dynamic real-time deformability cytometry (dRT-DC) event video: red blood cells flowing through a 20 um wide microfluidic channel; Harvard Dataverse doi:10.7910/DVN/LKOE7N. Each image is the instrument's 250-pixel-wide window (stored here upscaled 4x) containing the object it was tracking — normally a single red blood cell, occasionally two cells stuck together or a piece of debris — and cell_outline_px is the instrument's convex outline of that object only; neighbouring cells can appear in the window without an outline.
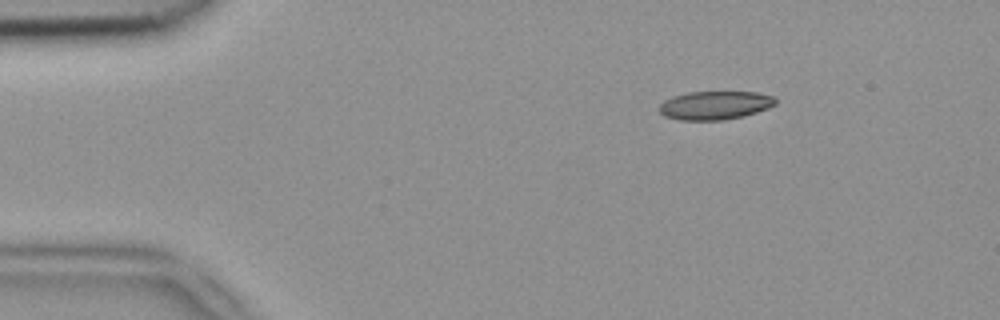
{"species": "common noctule bat (a hibernating species)", "species_latin": "Nyctalus noctula", "temperature_condition": "room temperature", "stored_images_in_passage": 45, "camera_frame_rate_fps": 3000, "um_per_image_px": 0.085, "animal": {"sex": "female", "body_mass_g": 18.4}, "frame": {"image": 1, "passage_image": 1, "time_ms": 0.0, "image_size_px": [1000, 320], "cell_outline_px": [[776, 104], [768, 108], [744, 116], [720, 120], [680, 120], [664, 116], [660, 112], [660, 104], [664, 100], [672, 96], [688, 92], [756, 92], [776, 96]], "centroid_in_image_um": [60.78, 8.94], "position_along_channel_um": 24.2, "area_um2": 19.36}}
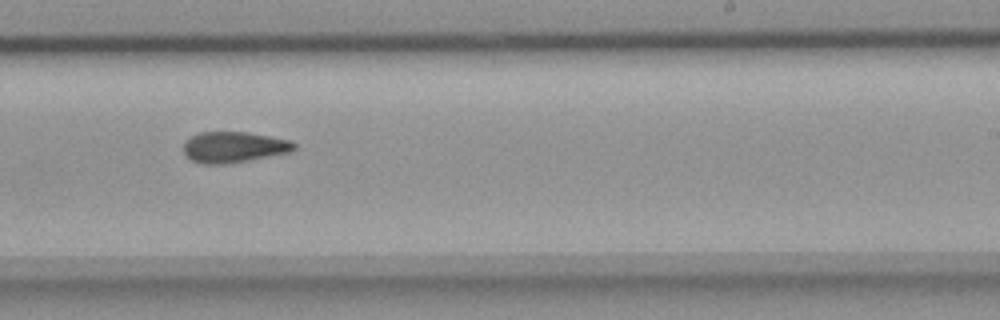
{"frame": {"image": 2, "passage_image": 25, "time_ms": 8.0, "image_size_px": [1000, 320], "cell_outline_px": [[296, 148], [288, 152], [232, 164], [200, 164], [184, 156], [184, 144], [192, 136], [200, 132], [248, 132], [288, 140], [296, 144]], "centroid_in_image_um": [19.84, 12.52], "position_along_channel_um": 269.2, "area_um2": 19.88}}
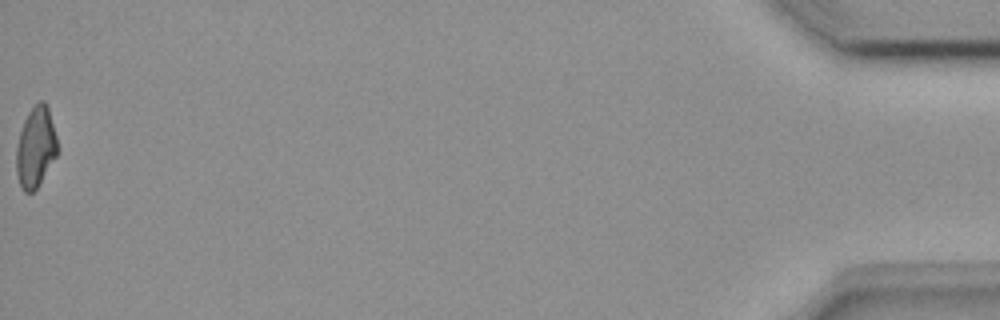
{"frame": {"image": 3, "passage_image": 45, "time_ms": 14.667, "image_size_px": [1000, 320], "cell_outline_px": [[56, 156], [36, 188], [32, 192], [24, 192], [20, 184], [16, 172], [16, 148], [20, 132], [24, 120], [28, 112], [40, 100], [44, 100], [48, 108], [56, 136]], "centroid_in_image_um": [3.01, 12.5], "position_along_channel_um": 432.2, "area_um2": 18.84}, "authors_computed_cell_mechanics": {"area_um2": 19.9988, "velocity_mm_per_s": 3.9442, "shape_relaxation_time_tau1_ms": null, "shape_relaxation_time_tau2_ms": 2.5028, "deformation_change_tau1": null, "deformation_change_tau2": 0.0895}}